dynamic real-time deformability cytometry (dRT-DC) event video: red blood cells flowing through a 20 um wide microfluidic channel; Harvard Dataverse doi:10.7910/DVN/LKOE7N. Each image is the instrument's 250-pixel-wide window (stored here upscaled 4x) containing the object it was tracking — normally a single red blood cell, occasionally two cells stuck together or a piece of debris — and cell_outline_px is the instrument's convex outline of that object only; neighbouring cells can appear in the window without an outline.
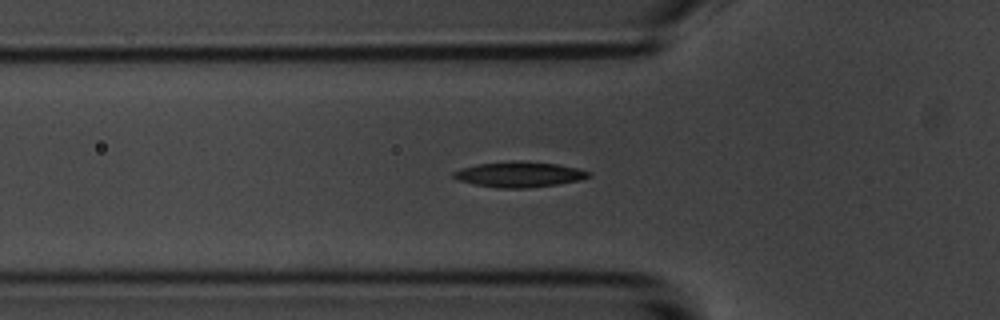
{"species": "common noctule bat (a hibernating species)", "species_latin": "Nyctalus noctula", "temperature_condition": "room temperature", "stored_images_in_passage": 44, "segment_of_instrument_passage": [1, 2], "camera_frame_rate_fps": 3000, "um_per_image_px": 0.085, "animal": {"sex": "male", "body_mass_g": 20.1, "forearm_length_mm": 53.5}, "frame": {"image": 1, "passage_image": 6, "time_ms": 1.667, "image_size_px": [1000, 320], "cell_outline_px": [[592, 176], [580, 180], [556, 184], [524, 188], [496, 188], [476, 184], [460, 180], [452, 176], [452, 172], [464, 168], [480, 164], [516, 160], [520, 160], [556, 164], [576, 168], [592, 172]], "centroid_in_image_um": [44.18, 14.82], "position_along_channel_um": 81.6, "area_um2": 19.77}}
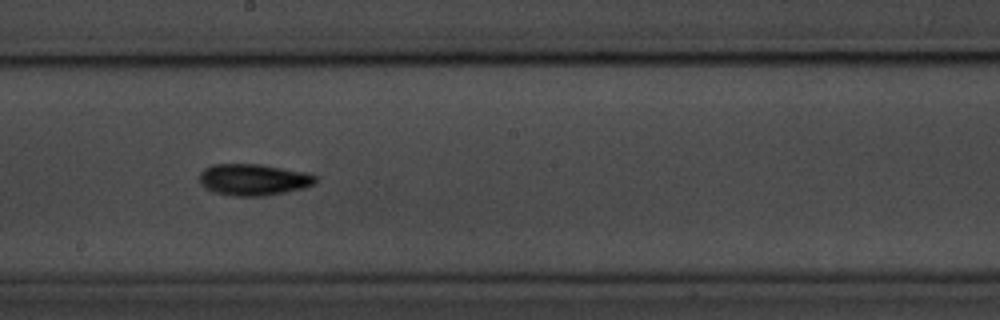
{"frame": {"image": 2, "passage_image": 18, "time_ms": 5.667, "image_size_px": [1000, 320], "cell_outline_px": [[316, 184], [304, 188], [288, 192], [264, 196], [232, 196], [216, 192], [208, 188], [200, 180], [200, 176], [204, 168], [212, 164], [260, 164], [308, 172], [316, 176]], "centroid_in_image_um": [21.62, 15.26], "position_along_channel_um": 226.6, "area_um2": 21.33}}
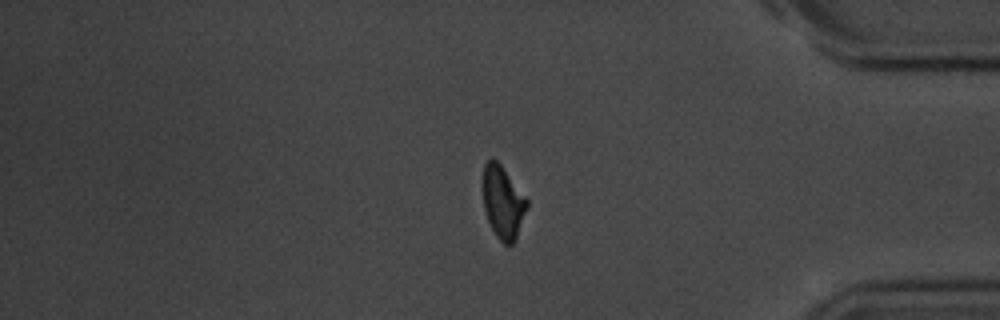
{"frame": {"image": 3, "passage_image": 34, "time_ms": 11.0, "image_size_px": [1000, 320], "cell_outline_px": [[528, 208], [516, 240], [512, 244], [504, 244], [496, 236], [488, 220], [484, 208], [480, 184], [484, 164], [492, 156], [500, 164], [528, 200]], "centroid_in_image_um": [42.72, 17.16], "position_along_channel_um": 392.5, "area_um2": 19.07}}